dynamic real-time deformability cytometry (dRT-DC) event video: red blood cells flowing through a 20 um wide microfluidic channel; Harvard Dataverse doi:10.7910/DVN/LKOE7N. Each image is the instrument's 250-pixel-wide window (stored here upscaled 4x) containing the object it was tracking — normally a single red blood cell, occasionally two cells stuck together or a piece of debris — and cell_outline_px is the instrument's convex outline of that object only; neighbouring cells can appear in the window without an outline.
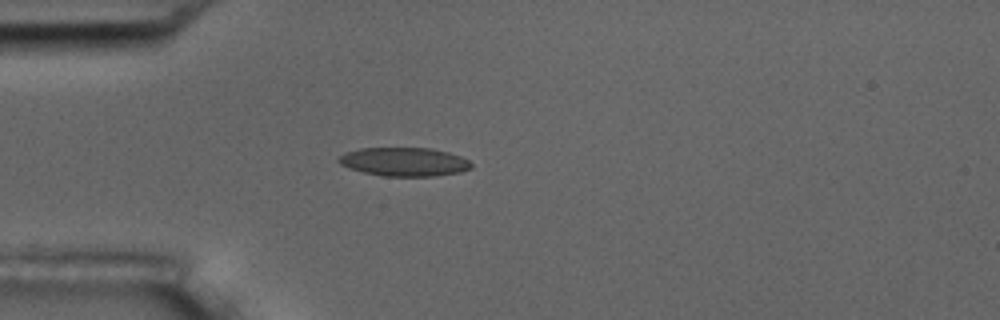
{"species": "common noctule bat (a hibernating species)", "species_latin": "Nyctalus noctula", "temperature_condition": "room temperature", "stored_images_in_passage": 3, "camera_frame_rate_fps": 3000, "um_per_image_px": 0.085, "animal": {"sex": "male", "body_mass_g": 17.5, "forearm_length_mm": 52.3}, "frame": {"image": 1, "passage_image": 1, "time_ms": 0.0, "image_size_px": [1000, 320], "cell_outline_px": [[472, 168], [460, 172], [436, 176], [384, 176], [364, 172], [348, 168], [340, 164], [336, 160], [344, 152], [360, 148], [432, 148], [448, 152], [460, 156], [468, 160], [472, 164]], "centroid_in_image_um": [34.35, 13.75], "position_along_channel_um": 50.7, "area_um2": 22.25}}